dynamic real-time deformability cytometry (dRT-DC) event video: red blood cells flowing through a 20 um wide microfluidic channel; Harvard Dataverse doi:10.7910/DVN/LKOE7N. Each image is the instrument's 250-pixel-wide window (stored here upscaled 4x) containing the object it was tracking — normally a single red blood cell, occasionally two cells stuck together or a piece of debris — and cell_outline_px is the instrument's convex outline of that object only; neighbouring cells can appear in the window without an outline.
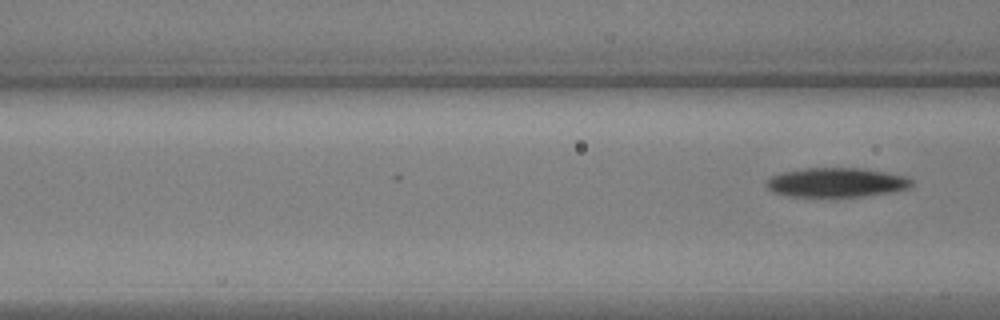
{"species": "common noctule bat (a hibernating species)", "species_latin": "Nyctalus noctula", "temperature_condition": "warm", "stored_images_in_passage": 8, "camera_frame_rate_fps": 3000, "um_per_image_px": 0.085, "animal": {"sex": "male", "body_mass_g": 17.9, "forearm_length_mm": 54.2}, "frame": {"image": 1, "passage_image": 8, "time_ms": 2.333, "image_size_px": [1000, 320], "cell_outline_px": [[912, 184], [908, 188], [892, 192], [864, 196], [788, 196], [772, 192], [764, 184], [772, 176], [784, 172], [808, 168], [860, 168], [908, 176], [912, 180]], "centroid_in_image_um": [71.11, 15.51], "position_along_channel_um": 95.5, "area_um2": 24.62}}